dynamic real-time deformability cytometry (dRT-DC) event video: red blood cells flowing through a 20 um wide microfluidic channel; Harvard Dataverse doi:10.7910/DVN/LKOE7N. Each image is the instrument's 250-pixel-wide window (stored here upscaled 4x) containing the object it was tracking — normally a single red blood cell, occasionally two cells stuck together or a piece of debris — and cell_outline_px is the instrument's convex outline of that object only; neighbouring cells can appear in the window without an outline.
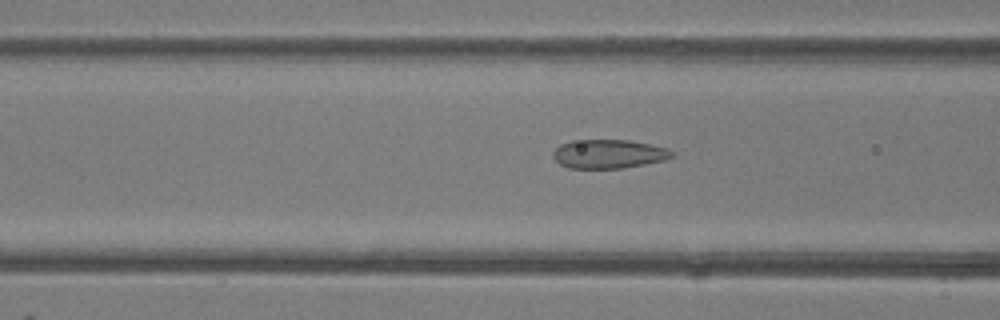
{"species": "common noctule bat (a hibernating species)", "species_latin": "Nyctalus noctula", "temperature_condition": "room temperature", "stored_images_in_passage": 20, "camera_frame_rate_fps": 3000, "um_per_image_px": 0.085, "animal": {"sex": "female"}, "frame": {"image": 1, "passage_image": 6, "time_ms": 1.667, "image_size_px": [1000, 320], "cell_outline_px": [[672, 156], [664, 160], [624, 168], [568, 168], [560, 164], [552, 156], [552, 152], [560, 144], [572, 140], [628, 140], [668, 148], [672, 152]], "centroid_in_image_um": [51.69, 13.08], "position_along_channel_um": 114.9, "area_um2": 19.88}}
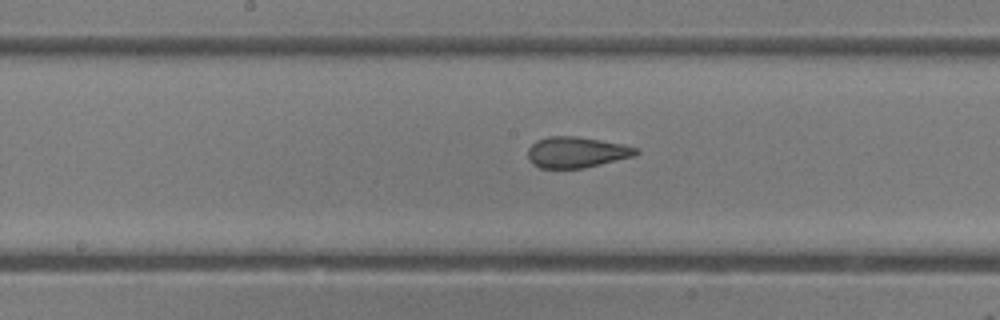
{"frame": {"image": 2, "passage_image": 12, "time_ms": 3.667, "image_size_px": [1000, 320], "cell_outline_px": [[640, 152], [636, 156], [584, 168], [540, 168], [532, 164], [528, 160], [528, 148], [536, 140], [548, 136], [576, 136], [624, 144], [640, 148]], "centroid_in_image_um": [49.03, 12.94], "position_along_channel_um": 199.2, "area_um2": 19.77}}
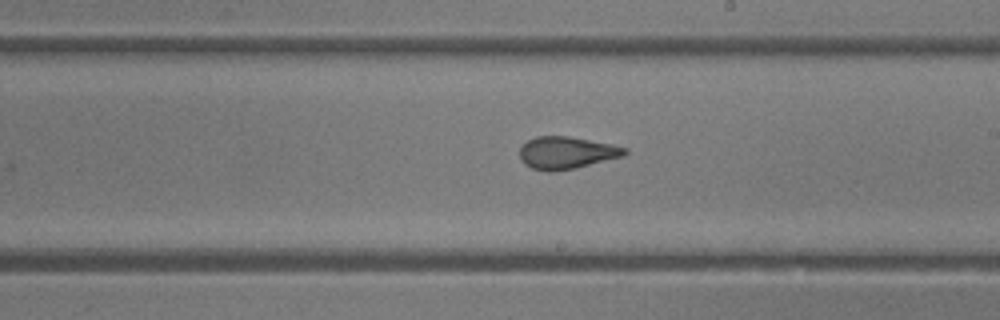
{"frame": {"image": 3, "passage_image": 15, "time_ms": 4.667, "image_size_px": [1000, 320], "cell_outline_px": [[628, 152], [624, 156], [576, 168], [552, 172], [548, 172], [532, 168], [524, 164], [520, 160], [520, 148], [528, 140], [536, 136], [568, 136], [612, 144], [628, 148]], "centroid_in_image_um": [48.16, 12.99], "position_along_channel_um": 240.8, "area_um2": 19.88}}